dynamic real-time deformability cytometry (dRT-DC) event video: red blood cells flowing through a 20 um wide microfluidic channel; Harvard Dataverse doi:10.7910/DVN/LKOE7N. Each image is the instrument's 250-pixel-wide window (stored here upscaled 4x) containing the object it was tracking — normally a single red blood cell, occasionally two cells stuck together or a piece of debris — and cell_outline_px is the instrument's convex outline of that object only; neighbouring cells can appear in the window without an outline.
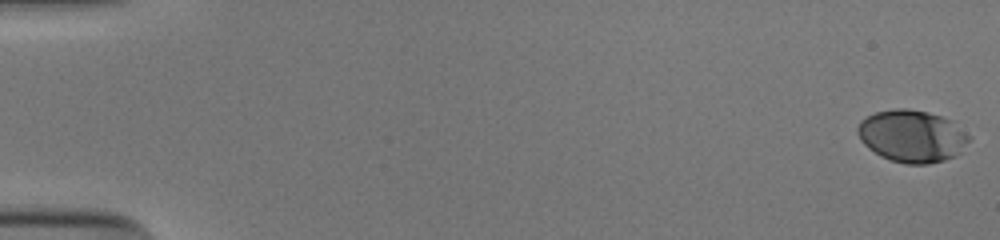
{"species": "human", "species_latin": "Homo sapiens", "temperature_condition": "cold", "stored_images_in_passage": 54, "camera_frame_rate_fps": 3000, "um_per_image_px": 0.085, "donor": {"sex": "male"}, "frame": {"image": 1, "passage_image": 1, "time_ms": 0.0, "image_size_px": [1000, 240], "cell_outline_px": [[972, 136], [956, 156], [944, 160], [928, 164], [904, 164], [880, 156], [868, 148], [860, 140], [856, 132], [856, 128], [860, 120], [876, 112], [896, 108], [908, 108], [928, 112], [952, 120]], "centroid_in_image_um": [77.51, 11.56], "position_along_channel_um": 7.5, "area_um2": 34.16}}
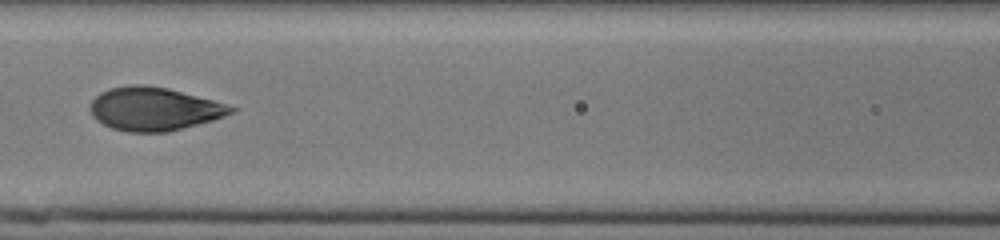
{"frame": {"image": 2, "passage_image": 26, "time_ms": 8.333, "image_size_px": [1000, 240], "cell_outline_px": [[240, 108], [236, 112], [212, 120], [168, 132], [128, 132], [112, 128], [96, 120], [92, 116], [88, 108], [92, 100], [100, 92], [112, 88], [132, 84], [144, 84], [168, 88], [212, 100]], "centroid_in_image_um": [13.09, 9.26], "position_along_channel_um": 153.5, "area_um2": 35.6}}
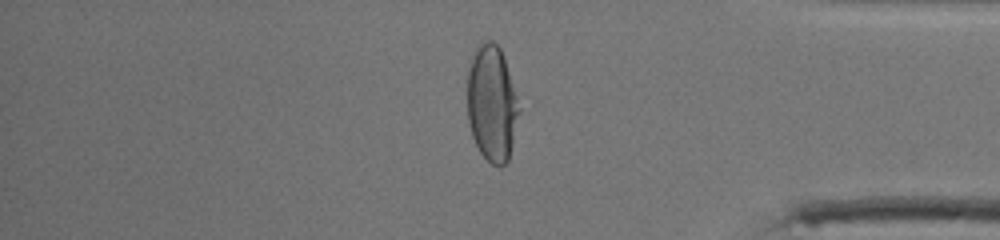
{"frame": {"image": 3, "passage_image": 46, "time_ms": 15.0, "image_size_px": [1000, 240], "cell_outline_px": [[520, 112], [508, 160], [500, 168], [492, 164], [480, 152], [472, 136], [468, 120], [468, 68], [472, 56], [476, 48], [484, 40], [492, 40], [500, 48], [504, 56], [520, 108]], "centroid_in_image_um": [41.81, 8.79], "position_along_channel_um": 393.4, "area_um2": 34.91}, "authors_computed_cell_mechanics": {"area_um2": 35.2291, "velocity_mm_per_s": 3.8936, "shape_relaxation_time_tau1_ms": 4.5591, "shape_relaxation_time_tau2_ms": null, "deformation_change_tau1": 0.1908, "deformation_change_tau2": null}}